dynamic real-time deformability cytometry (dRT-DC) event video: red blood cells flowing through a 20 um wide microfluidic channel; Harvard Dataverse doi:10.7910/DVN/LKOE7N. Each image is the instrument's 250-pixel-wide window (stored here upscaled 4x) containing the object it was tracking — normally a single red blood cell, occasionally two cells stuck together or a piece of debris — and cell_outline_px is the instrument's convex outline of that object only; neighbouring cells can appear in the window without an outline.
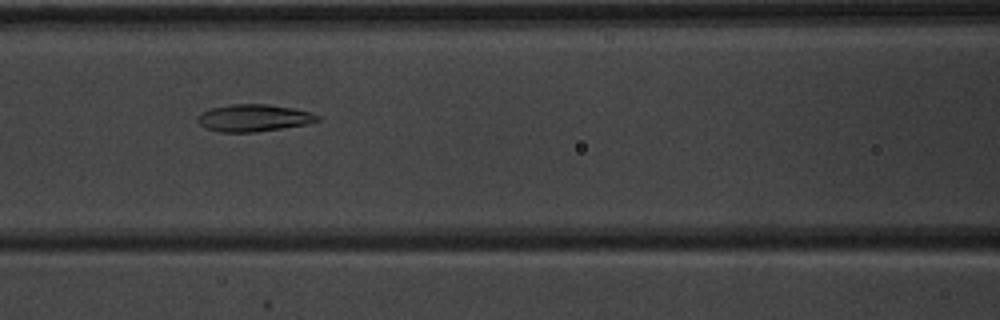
{"species": "common noctule bat (a hibernating species)", "species_latin": "Nyctalus noctula", "temperature_condition": "warm", "stored_images_in_passage": 51, "camera_frame_rate_fps": 3000, "um_per_image_px": 0.085, "animal": {"sex": "male", "body_mass_g": 20.1, "forearm_length_mm": 53.5}, "frame": {"image": 1, "passage_image": 23, "time_ms": 7.333, "image_size_px": [1000, 320], "cell_outline_px": [[320, 120], [308, 124], [252, 132], [220, 132], [204, 128], [196, 120], [200, 112], [212, 108], [232, 104], [268, 104], [292, 108], [312, 112], [320, 116]], "centroid_in_image_um": [21.56, 10.02], "position_along_channel_um": 145.0, "area_um2": 18.96}}
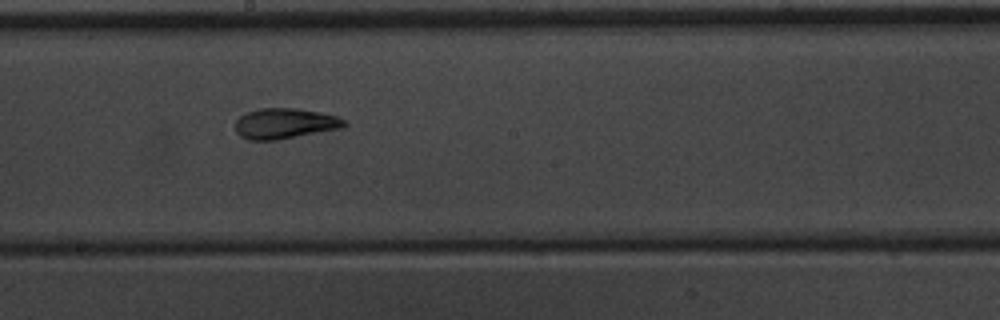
{"frame": {"image": 2, "passage_image": 29, "time_ms": 9.333, "image_size_px": [1000, 320], "cell_outline_px": [[348, 124], [344, 128], [276, 140], [248, 140], [240, 136], [236, 132], [236, 120], [244, 112], [260, 108], [296, 108], [320, 112], [336, 116], [344, 120]], "centroid_in_image_um": [24.21, 10.5], "position_along_channel_um": 224.0, "area_um2": 19.54}}
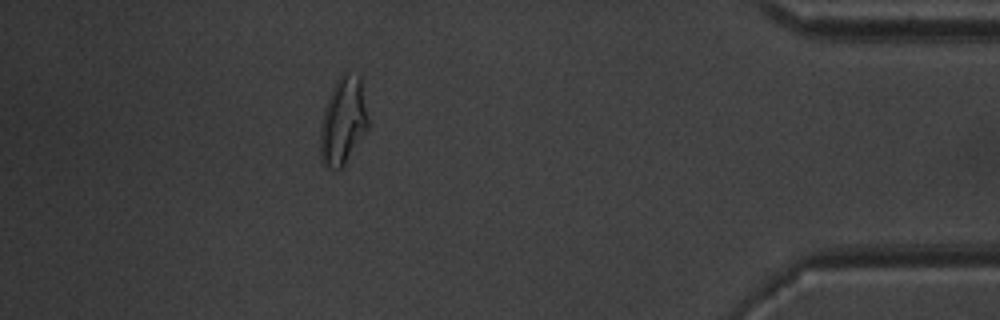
{"frame": {"image": 3, "passage_image": 46, "time_ms": 15.0, "image_size_px": [1000, 320], "cell_outline_px": [[368, 128], [344, 164], [340, 168], [324, 168], [320, 160], [320, 128], [324, 108], [332, 88], [340, 72], [344, 68], [360, 76], [368, 120]], "centroid_in_image_um": [29.14, 10.23], "position_along_channel_um": 406.1, "area_um2": 24.57}, "authors_computed_cell_mechanics": {"area_um2": 20.7502, "velocity_mm_per_s": 3.9599, "shape_relaxation_time_tau1_ms": 5.7483, "shape_relaxation_time_tau2_ms": 1.8032, "deformation_change_tau1": 0.1874, "deformation_change_tau2": 0.087}}